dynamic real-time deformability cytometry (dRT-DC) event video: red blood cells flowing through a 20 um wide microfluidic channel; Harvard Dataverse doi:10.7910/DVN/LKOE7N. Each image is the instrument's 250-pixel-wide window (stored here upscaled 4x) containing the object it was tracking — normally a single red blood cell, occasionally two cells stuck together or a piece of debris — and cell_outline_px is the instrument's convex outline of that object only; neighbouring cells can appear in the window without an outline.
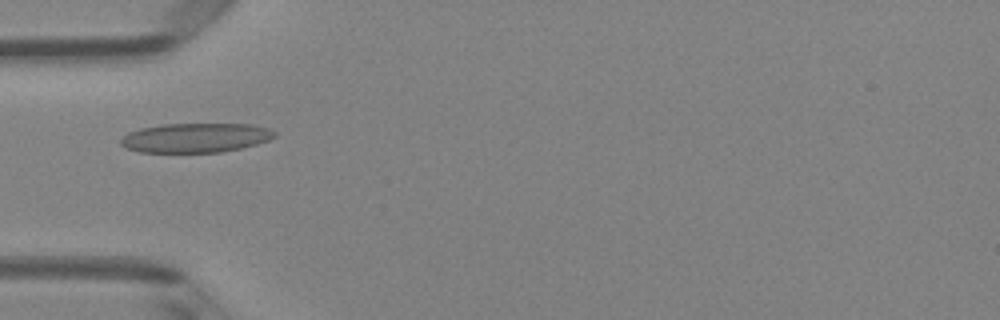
{"species": "Egyptian fruit bat (a non-hibernating species)", "species_latin": "Rousettus aegyptiacus", "temperature_condition": "room temperature", "stored_images_in_passage": 6, "camera_frame_rate_fps": 3000, "um_per_image_px": 0.085, "animal": {"sex": "female"}, "frame": {"image": 1, "passage_image": 5, "time_ms": 1.333, "image_size_px": [1000, 320], "cell_outline_px": [[276, 136], [268, 140], [256, 144], [240, 148], [220, 152], [140, 152], [128, 148], [120, 144], [120, 140], [128, 132], [140, 128], [164, 124], [252, 124], [268, 128], [276, 132]], "centroid_in_image_um": [16.63, 11.7], "position_along_channel_um": 68.4, "area_um2": 26.24}}
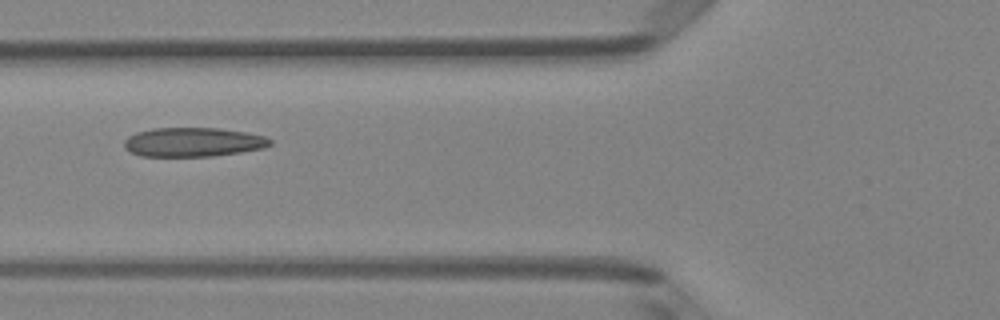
{"frame": {"image": 2, "passage_image": 6, "time_ms": 1.667, "image_size_px": [1000, 320], "cell_outline_px": [[272, 144], [264, 148], [240, 152], [212, 156], [140, 156], [124, 148], [124, 140], [128, 136], [136, 132], [152, 128], [220, 128], [244, 132], [264, 136], [272, 140]], "centroid_in_image_um": [16.4, 12.07], "position_along_channel_um": 109.4, "area_um2": 24.8}}